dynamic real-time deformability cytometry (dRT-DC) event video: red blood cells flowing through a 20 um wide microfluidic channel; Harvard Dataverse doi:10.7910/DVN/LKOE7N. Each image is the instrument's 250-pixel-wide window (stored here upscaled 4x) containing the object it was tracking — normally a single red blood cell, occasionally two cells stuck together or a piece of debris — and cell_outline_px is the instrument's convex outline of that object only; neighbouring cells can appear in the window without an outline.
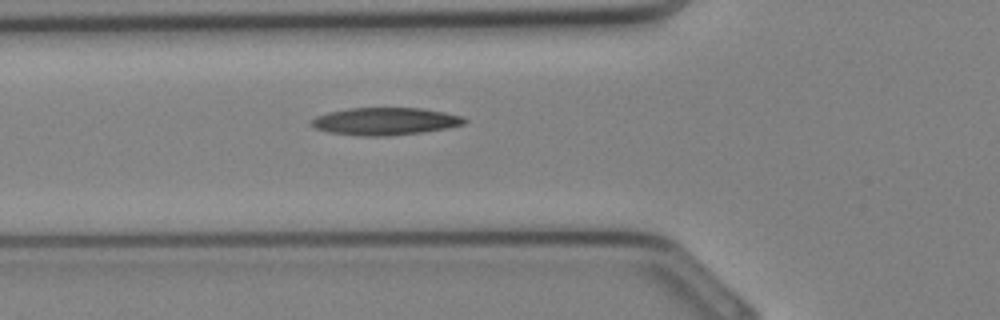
{"species": "Egyptian fruit bat (a non-hibernating species)", "species_latin": "Rousettus aegyptiacus", "temperature_condition": "cold", "stored_images_in_passage": 23, "camera_frame_rate_fps": 3000, "um_per_image_px": 0.085, "animal": {"sex": "female"}, "frame": {"image": 1, "passage_image": 4, "time_ms": 1.0, "image_size_px": [1000, 320], "cell_outline_px": [[468, 120], [464, 124], [448, 128], [424, 132], [388, 136], [360, 136], [332, 132], [316, 128], [312, 124], [312, 120], [316, 116], [328, 112], [348, 108], [420, 108], [444, 112], [460, 116]], "centroid_in_image_um": [32.77, 10.31], "position_along_channel_um": 93.0, "area_um2": 24.33}}
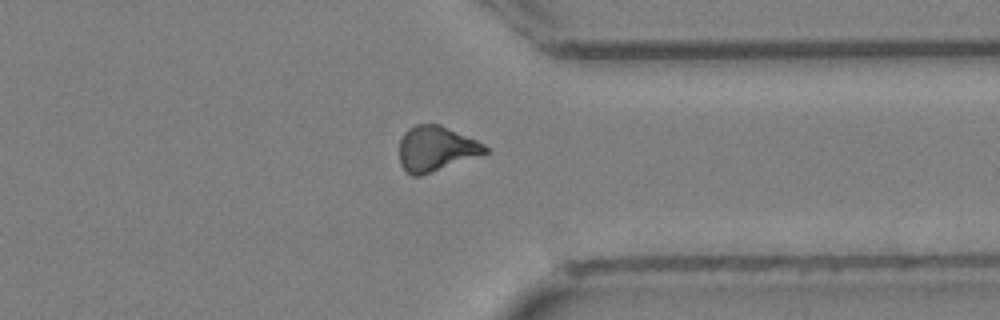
{"frame": {"image": 2, "passage_image": 18, "time_ms": 5.667, "image_size_px": [1000, 320], "cell_outline_px": [[488, 152], [420, 176], [412, 176], [400, 164], [400, 140], [404, 132], [408, 128], [416, 124], [440, 124], [476, 140], [484, 144], [488, 148]], "centroid_in_image_um": [37.03, 12.62], "position_along_channel_um": 374.4, "area_um2": 22.25}}
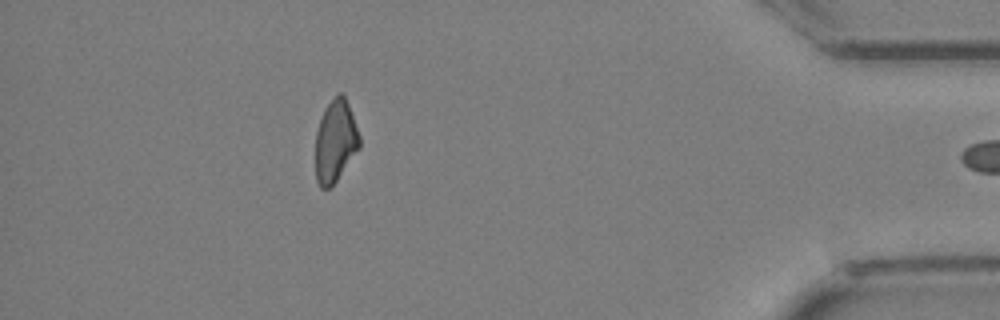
{"frame": {"image": 3, "passage_image": 22, "time_ms": 7.0, "image_size_px": [1000, 320], "cell_outline_px": [[360, 148], [336, 180], [328, 188], [320, 188], [316, 180], [316, 132], [324, 108], [336, 92], [340, 92], [344, 96], [348, 104], [360, 136]], "centroid_in_image_um": [28.5, 11.97], "position_along_channel_um": 406.7, "area_um2": 20.98}}